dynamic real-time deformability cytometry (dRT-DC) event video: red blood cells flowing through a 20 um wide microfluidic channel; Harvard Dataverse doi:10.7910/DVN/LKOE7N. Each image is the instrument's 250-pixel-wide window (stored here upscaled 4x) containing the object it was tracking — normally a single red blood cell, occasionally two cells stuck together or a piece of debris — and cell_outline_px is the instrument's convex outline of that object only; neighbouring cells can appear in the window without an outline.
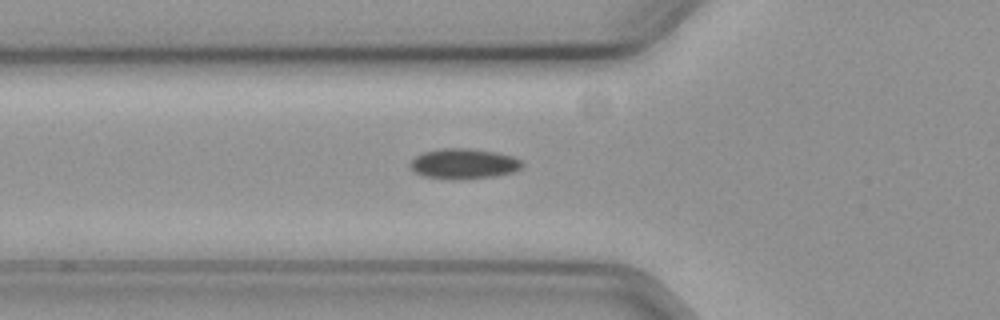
{"species": "common noctule bat (a hibernating species)", "species_latin": "Nyctalus noctula", "temperature_condition": "cold", "stored_images_in_passage": 39, "camera_frame_rate_fps": 3000, "um_per_image_px": 0.085, "animal": {"sex": "female", "body_mass_g": 19.3, "forearm_length_mm": 54.1}, "frame": {"image": 1, "passage_image": 4, "time_ms": 1.0, "image_size_px": [1000, 320], "cell_outline_px": [[524, 168], [512, 172], [492, 176], [460, 180], [456, 180], [424, 176], [416, 172], [408, 164], [416, 156], [424, 152], [440, 148], [468, 148], [496, 152], [512, 156], [520, 160], [524, 164]], "centroid_in_image_um": [39.43, 13.91], "position_along_channel_um": 86.4, "area_um2": 19.77}}
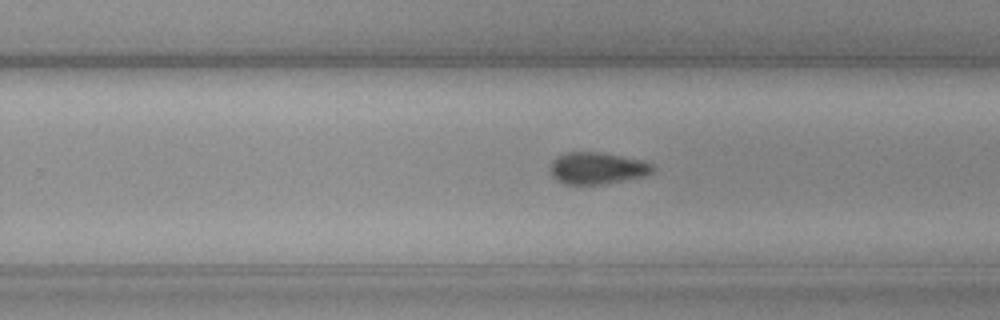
{"frame": {"image": 2, "passage_image": 20, "time_ms": 6.333, "image_size_px": [1000, 320], "cell_outline_px": [[652, 172], [644, 176], [624, 180], [600, 184], [564, 184], [556, 180], [552, 176], [552, 160], [568, 152], [596, 152], [640, 160], [652, 164]], "centroid_in_image_um": [50.73, 14.31], "position_along_channel_um": 279.1, "area_um2": 18.44}}
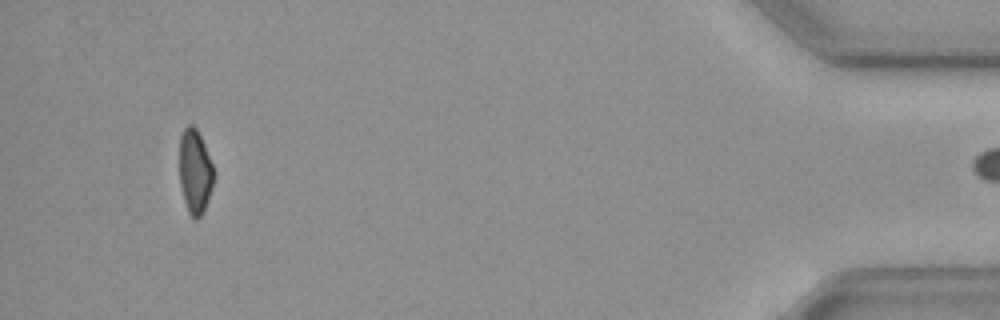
{"frame": {"image": 3, "passage_image": 38, "time_ms": 12.333, "image_size_px": [1000, 320], "cell_outline_px": [[216, 172], [212, 188], [204, 208], [200, 216], [196, 220], [188, 212], [184, 200], [180, 184], [180, 136], [184, 128], [188, 124], [192, 124], [196, 128], [204, 144]], "centroid_in_image_um": [16.58, 14.56], "position_along_channel_um": 418.6, "area_um2": 16.82}}